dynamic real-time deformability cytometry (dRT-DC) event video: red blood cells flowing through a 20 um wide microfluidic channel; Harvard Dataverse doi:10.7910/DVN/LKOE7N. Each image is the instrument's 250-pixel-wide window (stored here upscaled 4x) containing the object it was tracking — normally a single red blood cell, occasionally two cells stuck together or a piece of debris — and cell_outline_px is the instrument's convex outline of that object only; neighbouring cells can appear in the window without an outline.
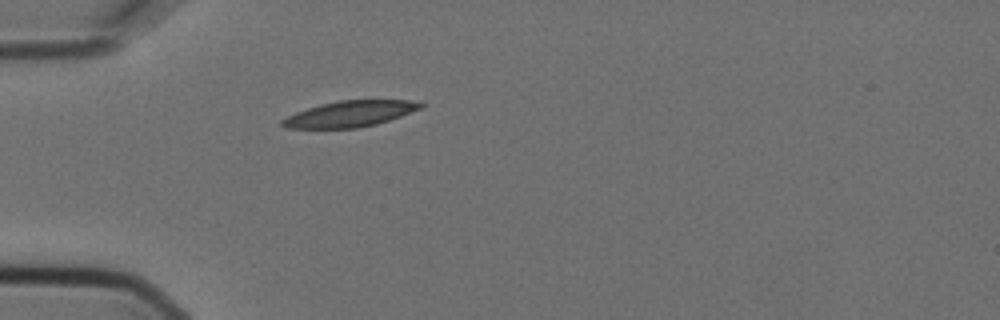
{"species": "Egyptian fruit bat (a non-hibernating species)", "species_latin": "Rousettus aegyptiacus", "temperature_condition": "cold", "stored_images_in_passage": 6, "camera_frame_rate_fps": 3000, "um_per_image_px": 0.085, "animal": {"sex": "female"}, "frame": {"image": 1, "passage_image": 6, "time_ms": 1.667, "image_size_px": [1000, 320], "cell_outline_px": [[424, 108], [376, 124], [356, 128], [284, 128], [280, 124], [280, 120], [296, 112], [320, 104], [340, 100], [412, 100], [424, 104]], "centroid_in_image_um": [29.74, 9.67], "position_along_channel_um": 55.3, "area_um2": 20.92}}